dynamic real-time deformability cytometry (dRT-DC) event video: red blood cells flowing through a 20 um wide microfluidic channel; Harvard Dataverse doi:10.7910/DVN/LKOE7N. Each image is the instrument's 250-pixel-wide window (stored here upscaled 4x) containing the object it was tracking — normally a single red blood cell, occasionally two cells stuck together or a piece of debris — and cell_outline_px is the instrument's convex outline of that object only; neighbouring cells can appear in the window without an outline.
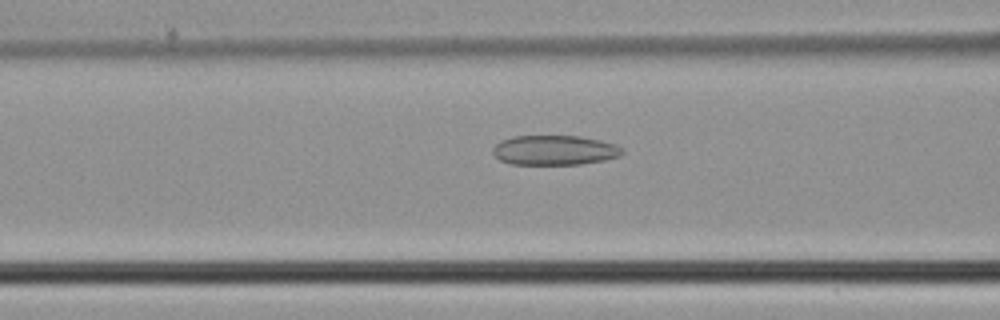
{"species": "common noctule bat (a hibernating species)", "species_latin": "Nyctalus noctula", "temperature_condition": "cold", "stored_images_in_passage": 33, "camera_frame_rate_fps": 3000, "um_per_image_px": 0.085, "animal": {"sex": "male", "body_mass_g": 21.5, "forearm_length_mm": 52.0}, "frame": {"image": 1, "passage_image": 5, "time_ms": 1.333, "image_size_px": [1000, 320], "cell_outline_px": [[624, 152], [620, 156], [604, 160], [580, 164], [512, 164], [500, 160], [492, 152], [492, 148], [500, 140], [512, 136], [580, 136], [600, 140], [616, 144], [624, 148]], "centroid_in_image_um": [47.15, 12.76], "position_along_channel_um": 119.5, "area_um2": 22.54}}
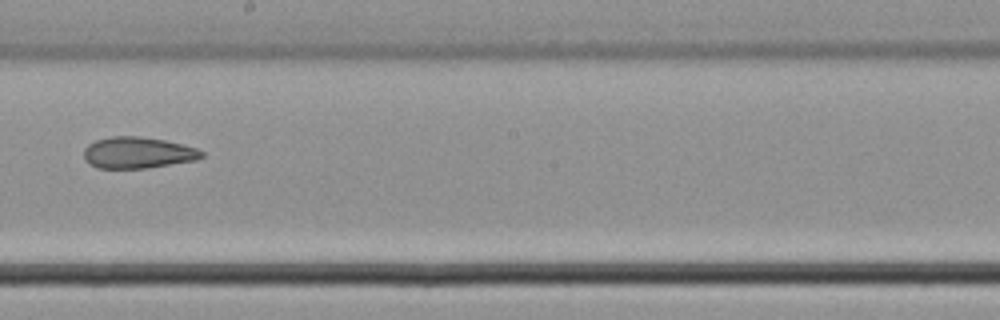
{"frame": {"image": 2, "passage_image": 13, "time_ms": 4.0, "image_size_px": [1000, 320], "cell_outline_px": [[204, 156], [196, 160], [144, 168], [96, 168], [84, 160], [84, 148], [88, 144], [96, 140], [112, 136], [140, 136], [164, 140], [184, 144], [196, 148], [204, 152]], "centroid_in_image_um": [11.7, 12.97], "position_along_channel_um": 236.5, "area_um2": 21.56}}
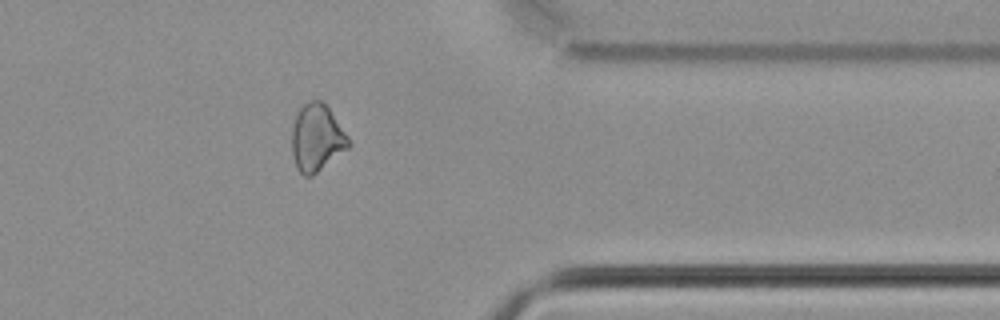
{"frame": {"image": 3, "passage_image": 24, "time_ms": 7.667, "image_size_px": [1000, 320], "cell_outline_px": [[352, 144], [348, 148], [312, 176], [304, 176], [300, 172], [296, 164], [292, 152], [292, 128], [296, 116], [300, 108], [304, 104], [312, 100], [320, 100], [328, 108], [348, 136]], "centroid_in_image_um": [26.93, 11.73], "position_along_channel_um": 384.5, "area_um2": 21.79}}